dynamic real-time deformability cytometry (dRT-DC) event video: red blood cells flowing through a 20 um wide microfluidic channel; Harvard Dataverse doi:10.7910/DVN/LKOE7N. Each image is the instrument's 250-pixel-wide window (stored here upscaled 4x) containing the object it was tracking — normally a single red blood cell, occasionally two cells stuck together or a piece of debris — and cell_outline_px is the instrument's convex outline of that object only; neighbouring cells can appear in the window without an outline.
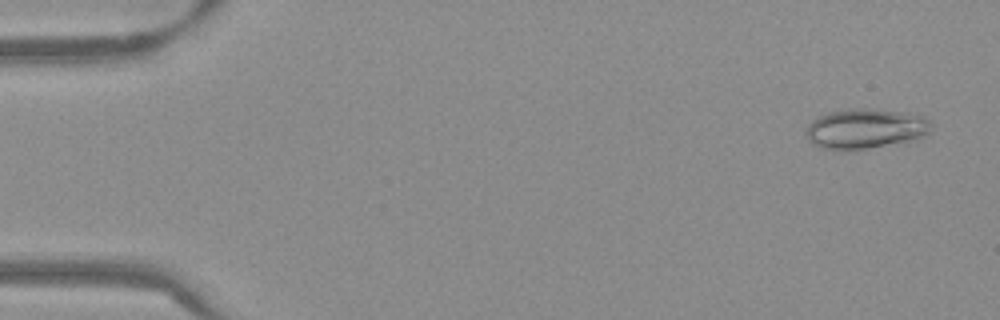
{"species": "Egyptian fruit bat (a non-hibernating species)", "species_latin": "Rousettus aegyptiacus", "temperature_condition": "warm", "stored_images_in_passage": 53, "camera_frame_rate_fps": 3000, "um_per_image_px": 0.085, "frame": {"image": 1, "passage_image": 3, "time_ms": 0.667, "image_size_px": [1000, 320], "cell_outline_px": [[932, 124], [928, 132], [924, 136], [916, 140], [868, 148], [820, 148], [812, 144], [808, 140], [804, 132], [808, 124], [812, 120], [828, 112], [848, 108], [872, 108], [908, 112], [924, 116]], "centroid_in_image_um": [73.57, 10.9], "position_along_channel_um": 11.4, "area_um2": 29.3}}
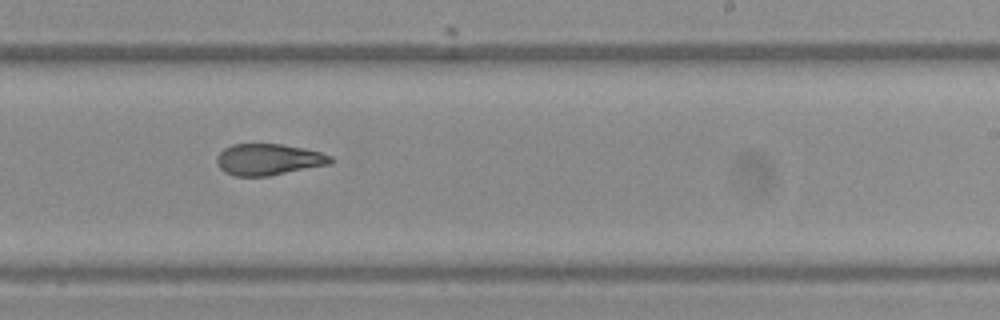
{"frame": {"image": 2, "passage_image": 33, "time_ms": 10.667, "image_size_px": [1000, 320], "cell_outline_px": [[332, 164], [268, 176], [236, 176], [224, 172], [220, 168], [216, 160], [216, 156], [224, 148], [232, 144], [280, 144], [304, 148], [320, 152], [332, 156]], "centroid_in_image_um": [22.82, 13.56], "position_along_channel_um": 266.2, "area_um2": 20.87}}
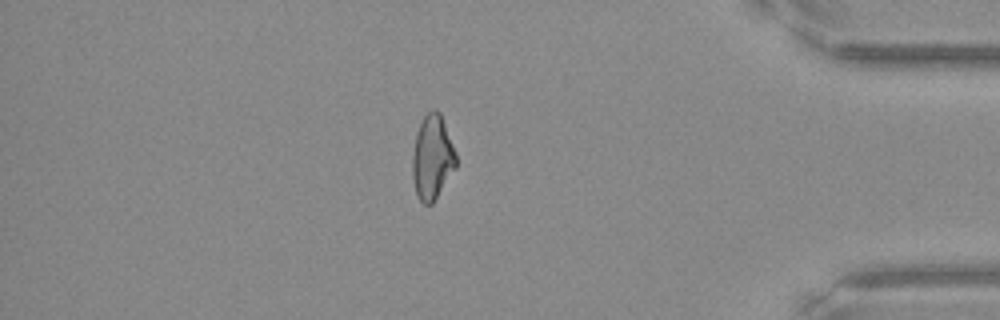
{"frame": {"image": 3, "passage_image": 46, "time_ms": 15.0, "image_size_px": [1000, 320], "cell_outline_px": [[456, 168], [432, 204], [424, 204], [416, 196], [412, 180], [412, 156], [416, 132], [424, 116], [432, 108], [436, 108], [440, 112], [456, 152]], "centroid_in_image_um": [36.73, 13.38], "position_along_channel_um": 398.5, "area_um2": 21.68}, "authors_computed_cell_mechanics": {"area_um2": 22.0796, "velocity_mm_per_s": 3.8529, "shape_relaxation_time_tau1_ms": null, "shape_relaxation_time_tau2_ms": 3.7666, "deformation_change_tau1": null, "deformation_change_tau2": 0.1191}}